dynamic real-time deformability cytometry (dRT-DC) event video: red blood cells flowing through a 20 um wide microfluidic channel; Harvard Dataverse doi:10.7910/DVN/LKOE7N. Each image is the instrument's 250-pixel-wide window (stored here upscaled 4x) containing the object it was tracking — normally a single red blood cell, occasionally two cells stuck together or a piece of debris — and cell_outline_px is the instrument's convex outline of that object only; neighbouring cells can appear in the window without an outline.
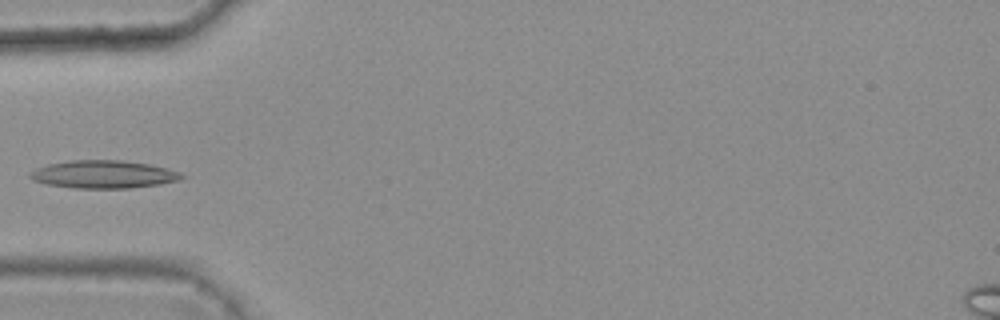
{"species": "common noctule bat (a hibernating species)", "species_latin": "Nyctalus noctula", "temperature_condition": "warm", "stored_images_in_passage": 1, "camera_frame_rate_fps": 3000, "um_per_image_px": 0.085, "animal": {"sex": "female", "body_mass_g": 25.1}, "frame": {"image": 1, "passage_image": 1, "time_ms": 0.0, "image_size_px": [1000, 320], "cell_outline_px": [[188, 176], [180, 180], [160, 184], [132, 188], [72, 188], [48, 184], [32, 180], [28, 176], [28, 172], [36, 168], [48, 164], [68, 160], [120, 160], [148, 164], [168, 168], [180, 172]], "centroid_in_image_um": [8.81, 14.82], "position_along_channel_um": 76.2, "area_um2": 24.85}}